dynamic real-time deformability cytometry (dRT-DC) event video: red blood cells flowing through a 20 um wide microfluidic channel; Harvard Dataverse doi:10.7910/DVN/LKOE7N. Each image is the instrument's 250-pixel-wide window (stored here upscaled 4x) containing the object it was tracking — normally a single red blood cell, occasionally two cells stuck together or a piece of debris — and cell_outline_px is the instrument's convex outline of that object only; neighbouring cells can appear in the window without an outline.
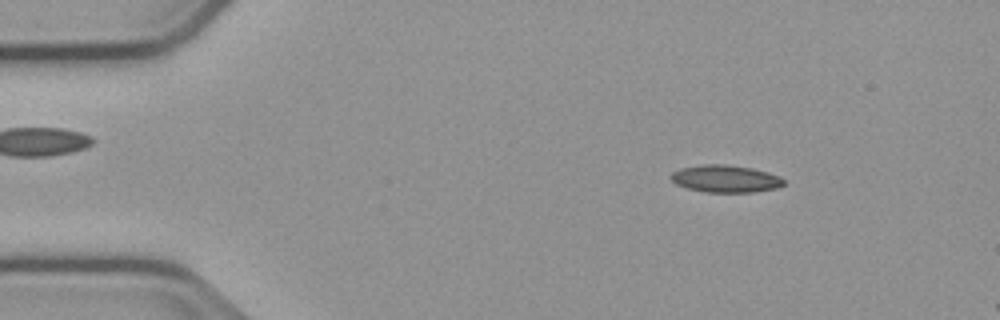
{"species": "common noctule bat (a hibernating species)", "species_latin": "Nyctalus noctula", "temperature_condition": "cold", "stored_images_in_passage": 9, "camera_frame_rate_fps": 3000, "um_per_image_px": 0.085, "animal": {"sex": "male", "body_mass_g": 23.1, "forearm_length_mm": 52.7}, "frame": {"image": 1, "passage_image": 3, "time_ms": 0.667, "image_size_px": [1000, 320], "cell_outline_px": [[784, 184], [776, 188], [756, 192], [708, 192], [688, 188], [676, 184], [668, 176], [672, 172], [680, 168], [700, 164], [724, 164], [752, 168], [768, 172], [780, 176], [784, 180]], "centroid_in_image_um": [61.65, 15.18], "position_along_channel_um": 23.3, "area_um2": 18.03}}